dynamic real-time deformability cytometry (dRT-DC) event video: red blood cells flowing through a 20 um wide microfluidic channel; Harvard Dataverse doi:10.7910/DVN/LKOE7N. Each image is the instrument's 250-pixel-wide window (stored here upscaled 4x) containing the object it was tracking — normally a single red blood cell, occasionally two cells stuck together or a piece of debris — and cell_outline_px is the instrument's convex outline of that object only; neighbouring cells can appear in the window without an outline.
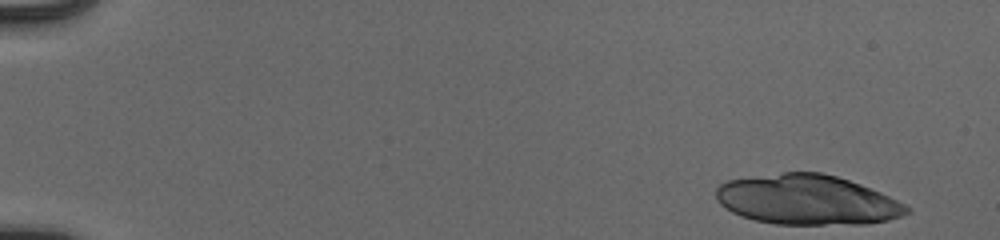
{"species": "human", "species_latin": "Homo sapiens", "temperature_condition": "cold", "stored_images_in_passage": 23, "camera_frame_rate_fps": 3000, "um_per_image_px": 0.085, "donor": {"sex": "male"}, "frame": {"image": 1, "passage_image": 1, "time_ms": 0.0, "image_size_px": [1000, 240], "cell_outline_px": [[912, 208], [908, 212], [900, 216], [888, 220], [864, 224], [776, 224], [756, 220], [740, 216], [732, 212], [720, 204], [716, 200], [716, 188], [720, 184], [728, 180], [784, 172], [820, 172], [836, 176], [860, 184], [880, 192]], "centroid_in_image_um": [68.59, 16.98], "position_along_channel_um": 16.4, "area_um2": 55.2}}